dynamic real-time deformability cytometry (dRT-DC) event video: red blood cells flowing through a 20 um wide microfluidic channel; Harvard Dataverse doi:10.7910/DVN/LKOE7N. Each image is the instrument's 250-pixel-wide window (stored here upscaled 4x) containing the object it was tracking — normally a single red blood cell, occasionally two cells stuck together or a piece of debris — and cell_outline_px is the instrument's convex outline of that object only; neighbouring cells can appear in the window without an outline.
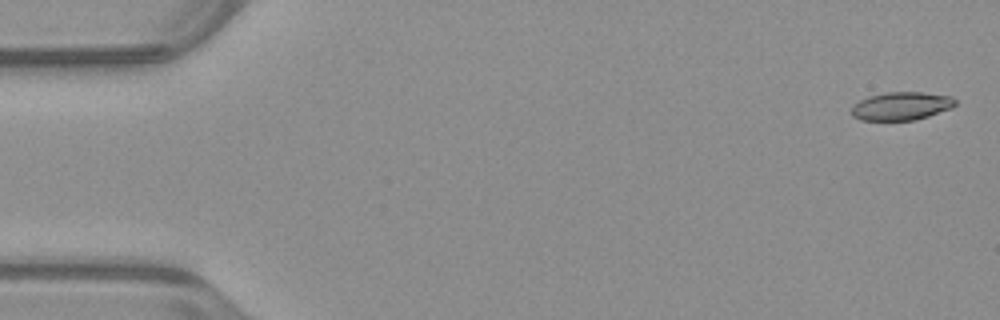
{"species": "common noctule bat (a hibernating species)", "species_latin": "Nyctalus noctula", "temperature_condition": "warm", "stored_images_in_passage": 49, "camera_frame_rate_fps": 3000, "um_per_image_px": 0.085, "animal": {"sex": "male", "body_mass_g": 23.1, "forearm_length_mm": 52.7}, "frame": {"image": 1, "passage_image": 1, "time_ms": 0.0, "image_size_px": [1000, 320], "cell_outline_px": [[956, 104], [952, 108], [916, 120], [860, 120], [852, 116], [852, 104], [868, 96], [884, 92], [924, 92], [952, 96], [956, 100]], "centroid_in_image_um": [76.61, 9.01], "position_along_channel_um": 8.4, "area_um2": 17.22}}
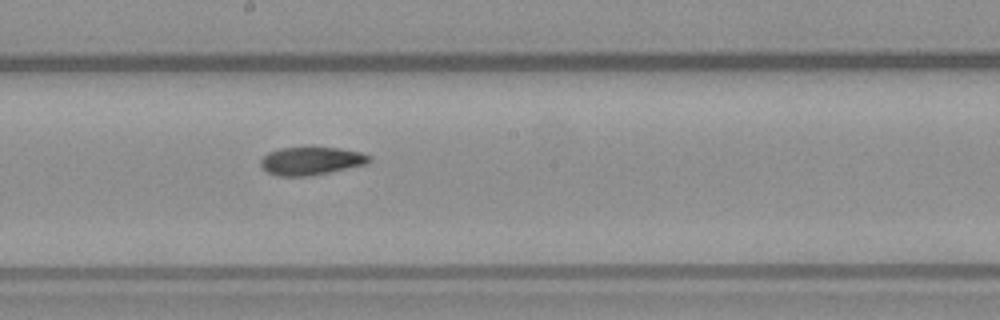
{"frame": {"image": 2, "passage_image": 28, "time_ms": 9.0, "image_size_px": [1000, 320], "cell_outline_px": [[372, 160], [368, 164], [308, 176], [280, 176], [268, 172], [260, 164], [260, 160], [268, 152], [280, 148], [340, 148], [360, 152], [372, 156]], "centroid_in_image_um": [26.48, 13.68], "position_along_channel_um": 221.7, "area_um2": 17.57}}
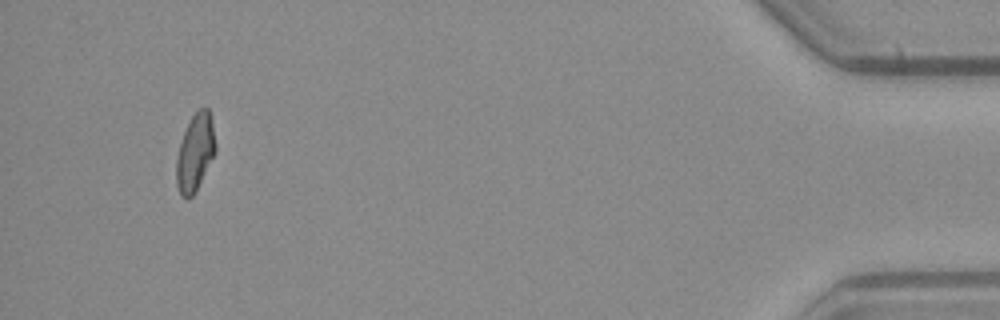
{"frame": {"image": 3, "passage_image": 49, "time_ms": 16.0, "image_size_px": [1000, 320], "cell_outline_px": [[216, 152], [196, 192], [188, 200], [180, 192], [176, 184], [176, 160], [180, 144], [184, 132], [192, 116], [204, 104], [208, 108], [212, 124], [216, 144]], "centroid_in_image_um": [16.6, 12.97], "position_along_channel_um": 418.6, "area_um2": 17.57}, "authors_computed_cell_mechanics": {"area_um2": 18.0336, "velocity_mm_per_s": 3.9634, "shape_relaxation_time_tau1_ms": 10.7343, "shape_relaxation_time_tau2_ms": 5.9291, "deformation_change_tau1": 0.2399, "deformation_change_tau2": 0.1329}}